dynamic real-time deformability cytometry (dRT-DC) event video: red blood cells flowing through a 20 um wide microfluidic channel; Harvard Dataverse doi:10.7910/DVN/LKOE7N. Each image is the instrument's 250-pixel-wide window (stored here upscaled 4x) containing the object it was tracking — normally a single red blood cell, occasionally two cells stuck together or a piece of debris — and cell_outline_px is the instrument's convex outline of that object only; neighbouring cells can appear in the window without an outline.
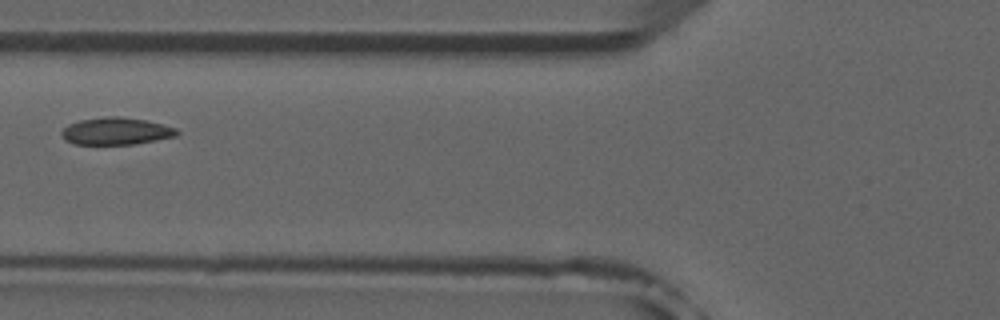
{"species": "common noctule bat (a hibernating species)", "species_latin": "Nyctalus noctula", "temperature_condition": "room temperature", "stored_images_in_passage": 6, "camera_frame_rate_fps": 3000, "um_per_image_px": 0.085, "animal": {"sex": "male", "forearm_length_mm": 52.5}, "frame": {"image": 1, "passage_image": 5, "time_ms": 4.667, "image_size_px": [1000, 320], "cell_outline_px": [[180, 132], [176, 136], [136, 144], [72, 144], [64, 140], [60, 132], [68, 124], [80, 120], [108, 116], [120, 116], [144, 120], [164, 124], [176, 128]], "centroid_in_image_um": [9.86, 11.15], "position_along_channel_um": 115.9, "area_um2": 18.38}}
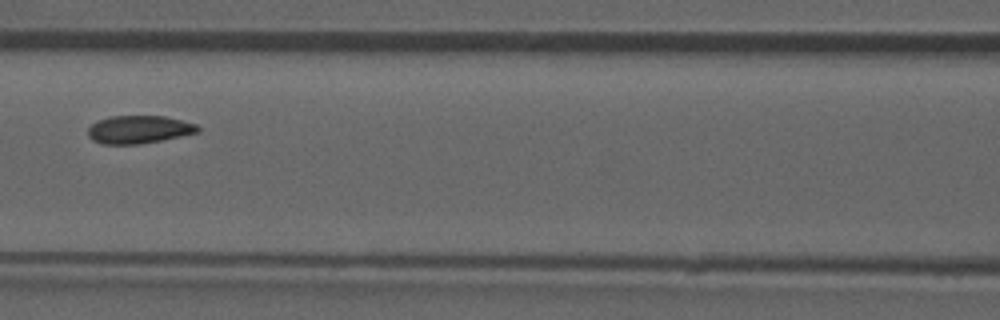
{"frame": {"image": 2, "passage_image": 6, "time_ms": 5.667, "image_size_px": [1000, 320], "cell_outline_px": [[200, 132], [140, 144], [104, 144], [92, 140], [88, 136], [88, 128], [92, 124], [100, 120], [112, 116], [164, 116], [196, 124], [200, 128]], "centroid_in_image_um": [11.81, 11.01], "position_along_channel_um": 154.8, "area_um2": 17.69}}